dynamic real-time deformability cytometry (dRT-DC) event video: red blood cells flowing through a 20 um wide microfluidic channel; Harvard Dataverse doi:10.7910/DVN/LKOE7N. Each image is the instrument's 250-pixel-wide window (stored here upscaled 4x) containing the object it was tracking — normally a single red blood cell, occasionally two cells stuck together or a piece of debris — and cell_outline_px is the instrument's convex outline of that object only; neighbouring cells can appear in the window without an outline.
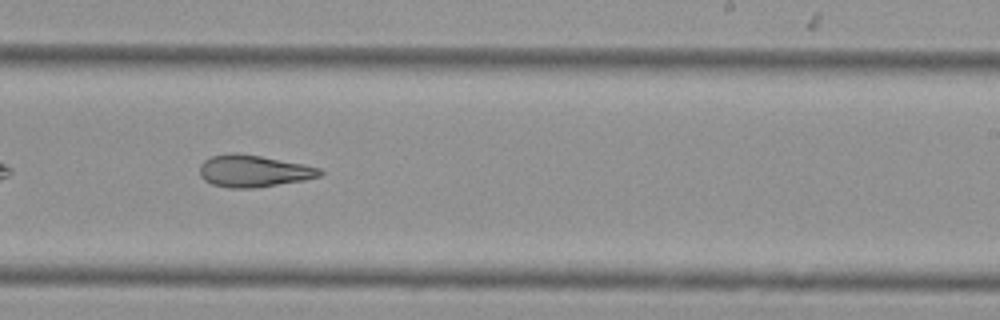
{"species": "Egyptian fruit bat (a non-hibernating species)", "species_latin": "Rousettus aegyptiacus", "temperature_condition": "cold", "stored_images_in_passage": 8, "camera_frame_rate_fps": 3000, "um_per_image_px": 0.085, "animal": {"sex": "female"}, "frame": {"image": 1, "passage_image": 8, "time_ms": 9.667, "image_size_px": [1000, 320], "cell_outline_px": [[324, 172], [320, 176], [304, 180], [256, 188], [228, 188], [212, 184], [204, 180], [200, 176], [200, 164], [204, 160], [212, 156], [228, 152], [236, 152], [260, 156], [304, 164], [320, 168]], "centroid_in_image_um": [21.53, 14.53], "position_along_channel_um": 267.5, "area_um2": 22.54}}